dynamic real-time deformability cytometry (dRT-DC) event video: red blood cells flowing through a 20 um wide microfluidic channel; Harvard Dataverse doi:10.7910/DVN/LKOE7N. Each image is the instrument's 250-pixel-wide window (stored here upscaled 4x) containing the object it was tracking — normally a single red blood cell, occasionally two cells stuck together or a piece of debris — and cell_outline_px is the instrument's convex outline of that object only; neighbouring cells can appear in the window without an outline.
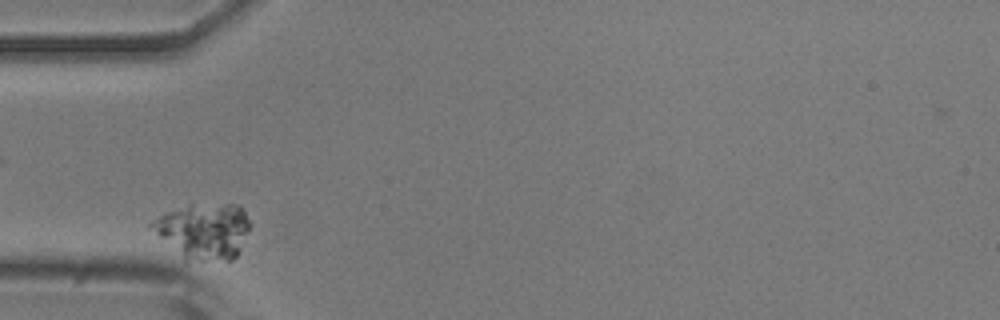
{"species": "common noctule bat (a hibernating species)", "species_latin": "Nyctalus noctula", "temperature_condition": "room temperature", "stored_images_in_passage": 33, "camera_frame_rate_fps": 3000, "um_per_image_px": 0.085, "animal": {"sex": "male", "body_mass_g": 20.5, "forearm_length_mm": 52.5}, "frame": {"image": 1, "passage_image": 1, "time_ms": 0.0, "image_size_px": [1000, 320], "cell_outline_px": [[252, 224], [240, 252], [232, 260], [184, 260], [148, 228], [148, 224], [160, 216], [168, 212], [188, 204], [240, 204]], "centroid_in_image_um": [17.33, 19.63], "position_along_channel_um": 67.7, "area_um2": 32.37}}
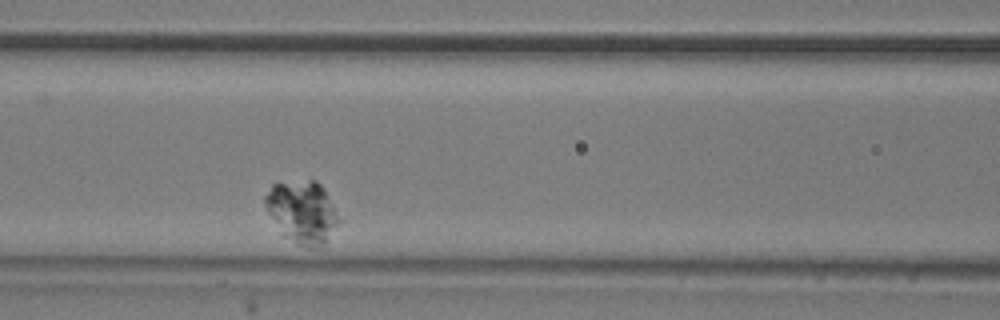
{"frame": {"image": 2, "passage_image": 8, "time_ms": 2.333, "image_size_px": [1000, 320], "cell_outline_px": [[344, 220], [320, 248], [308, 248], [284, 236], [268, 212], [264, 204], [264, 196], [272, 184], [308, 180], [316, 180], [324, 188]], "centroid_in_image_um": [25.77, 18.02], "position_along_channel_um": 140.8, "area_um2": 27.11}}
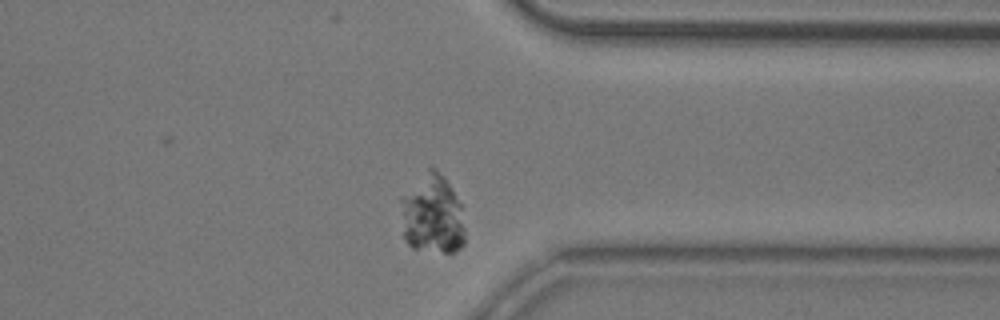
{"frame": {"image": 3, "passage_image": 29, "time_ms": 9.333, "image_size_px": [1000, 320], "cell_outline_px": [[464, 244], [460, 248], [452, 252], [444, 252], [412, 248], [408, 244], [404, 236], [400, 200], [428, 168], [432, 164], [444, 176], [460, 204], [464, 228]], "centroid_in_image_um": [36.76, 18.23], "position_along_channel_um": 374.6, "area_um2": 29.3}}